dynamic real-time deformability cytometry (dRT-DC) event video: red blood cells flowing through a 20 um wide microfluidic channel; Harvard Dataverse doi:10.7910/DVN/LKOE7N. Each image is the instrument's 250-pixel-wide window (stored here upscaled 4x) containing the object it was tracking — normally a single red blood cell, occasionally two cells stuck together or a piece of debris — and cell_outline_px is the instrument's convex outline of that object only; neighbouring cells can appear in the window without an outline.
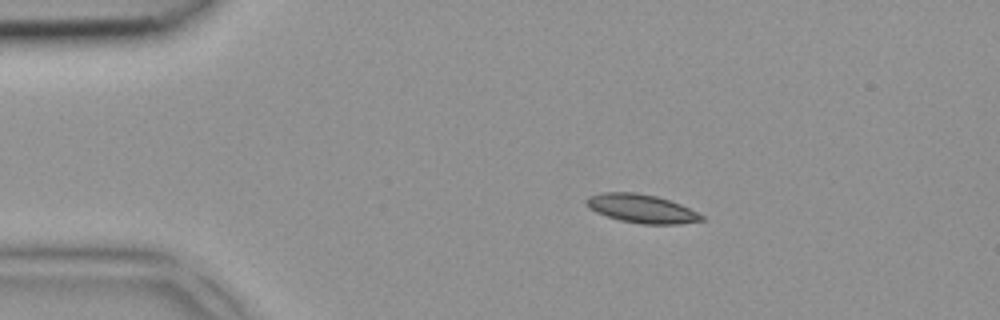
{"species": "common noctule bat (a hibernating species)", "species_latin": "Nyctalus noctula", "temperature_condition": "room temperature", "stored_images_in_passage": 3, "camera_frame_rate_fps": 3000, "um_per_image_px": 0.085, "animal": {"sex": "female", "body_mass_g": 18.4}, "frame": {"image": 1, "passage_image": 1, "time_ms": 0.0, "image_size_px": [1000, 320], "cell_outline_px": [[704, 220], [680, 224], [640, 224], [620, 220], [596, 212], [588, 208], [584, 204], [584, 200], [588, 196], [600, 192], [636, 192], [656, 196], [680, 204], [704, 216]], "centroid_in_image_um": [54.47, 17.72], "position_along_channel_um": 30.5, "area_um2": 19.25}}
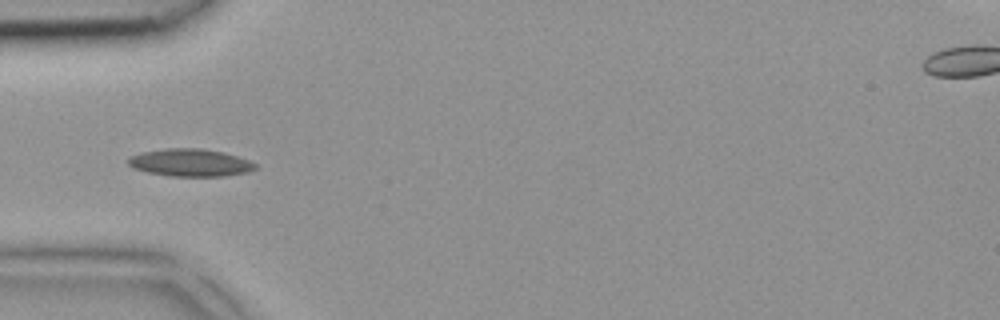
{"frame": {"image": 2, "passage_image": 3, "time_ms": 0.667, "image_size_px": [1000, 320], "cell_outline_px": [[256, 168], [248, 172], [224, 176], [172, 176], [148, 172], [132, 168], [128, 164], [128, 160], [132, 156], [144, 152], [164, 148], [200, 148], [224, 152], [248, 160], [256, 164]], "centroid_in_image_um": [16.18, 13.82], "position_along_channel_um": 68.8, "area_um2": 20.23}}